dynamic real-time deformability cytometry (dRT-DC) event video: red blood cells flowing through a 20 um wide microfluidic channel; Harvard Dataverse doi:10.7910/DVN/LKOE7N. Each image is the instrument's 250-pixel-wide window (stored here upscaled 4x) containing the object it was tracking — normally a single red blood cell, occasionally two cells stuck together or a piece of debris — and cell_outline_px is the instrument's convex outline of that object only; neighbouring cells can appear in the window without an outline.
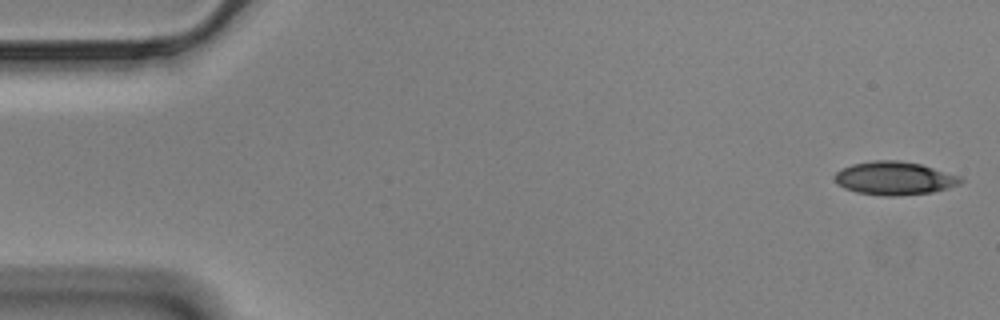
{"species": "Egyptian fruit bat (a non-hibernating species)", "species_latin": "Rousettus aegyptiacus", "temperature_condition": "cold", "stored_images_in_passage": 56, "camera_frame_rate_fps": 3000, "um_per_image_px": 0.085, "animal": {"sex": "male"}, "frame": {"image": 1, "passage_image": 1, "time_ms": 0.0, "image_size_px": [1000, 320], "cell_outline_px": [[964, 180], [960, 184], [948, 188], [932, 192], [900, 196], [884, 196], [856, 192], [844, 188], [836, 184], [832, 176], [836, 172], [852, 164], [876, 160], [900, 160], [920, 164], [960, 176]], "centroid_in_image_um": [76.01, 15.16], "position_along_channel_um": 9.0, "area_um2": 24.57}}
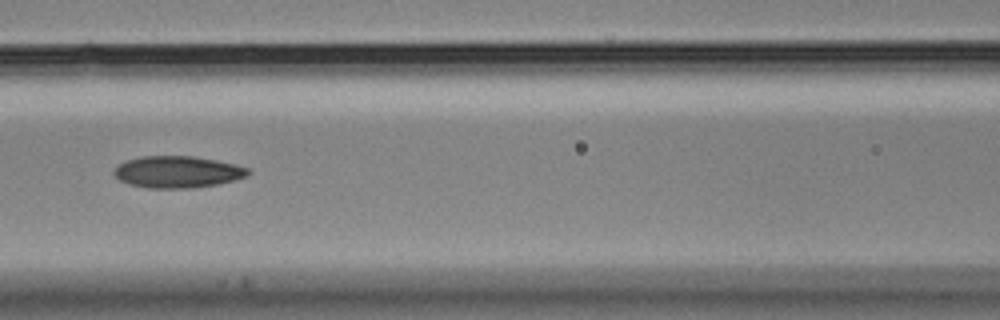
{"frame": {"image": 2, "passage_image": 24, "time_ms": 7.667, "image_size_px": [1000, 320], "cell_outline_px": [[252, 172], [248, 176], [236, 180], [216, 184], [192, 188], [148, 188], [128, 184], [120, 180], [112, 172], [116, 164], [124, 160], [140, 156], [192, 156], [216, 160], [236, 164], [248, 168]], "centroid_in_image_um": [15.07, 14.61], "position_along_channel_um": 151.5, "area_um2": 25.14}}
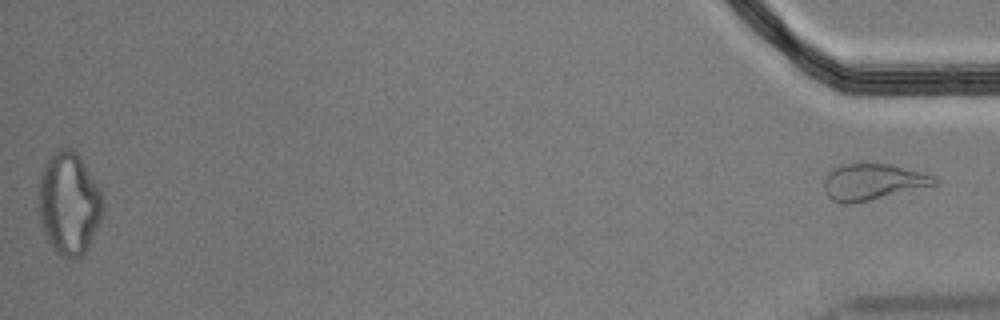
{"frame": {"image": 3, "passage_image": 56, "time_ms": 18.333, "image_size_px": [1000, 320], "cell_outline_px": [[936, 184], [852, 204], [840, 204], [832, 200], [824, 192], [824, 180], [828, 172], [844, 164], [888, 164], [936, 176]], "centroid_in_image_um": [74.12, 15.48], "position_along_channel_um": 361.1, "area_um2": 22.83}}